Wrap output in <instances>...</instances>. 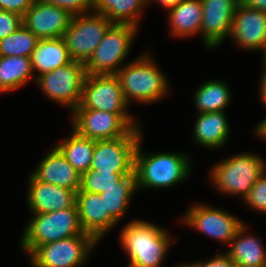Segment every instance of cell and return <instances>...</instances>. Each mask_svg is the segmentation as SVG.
Returning <instances> with one entry per match:
<instances>
[{
    "label": "cell",
    "mask_w": 266,
    "mask_h": 267,
    "mask_svg": "<svg viewBox=\"0 0 266 267\" xmlns=\"http://www.w3.org/2000/svg\"><path fill=\"white\" fill-rule=\"evenodd\" d=\"M22 25V16L14 12L0 10V39L6 38Z\"/></svg>",
    "instance_id": "33"
},
{
    "label": "cell",
    "mask_w": 266,
    "mask_h": 267,
    "mask_svg": "<svg viewBox=\"0 0 266 267\" xmlns=\"http://www.w3.org/2000/svg\"><path fill=\"white\" fill-rule=\"evenodd\" d=\"M229 38L244 50L263 51L266 45V12L240 2L233 16Z\"/></svg>",
    "instance_id": "15"
},
{
    "label": "cell",
    "mask_w": 266,
    "mask_h": 267,
    "mask_svg": "<svg viewBox=\"0 0 266 267\" xmlns=\"http://www.w3.org/2000/svg\"><path fill=\"white\" fill-rule=\"evenodd\" d=\"M231 89L225 81L209 79L194 92L197 114L225 111L231 102Z\"/></svg>",
    "instance_id": "26"
},
{
    "label": "cell",
    "mask_w": 266,
    "mask_h": 267,
    "mask_svg": "<svg viewBox=\"0 0 266 267\" xmlns=\"http://www.w3.org/2000/svg\"><path fill=\"white\" fill-rule=\"evenodd\" d=\"M73 15L57 6L35 0L22 17L23 25L39 40L63 37Z\"/></svg>",
    "instance_id": "16"
},
{
    "label": "cell",
    "mask_w": 266,
    "mask_h": 267,
    "mask_svg": "<svg viewBox=\"0 0 266 267\" xmlns=\"http://www.w3.org/2000/svg\"><path fill=\"white\" fill-rule=\"evenodd\" d=\"M128 103L115 74H87L83 83L80 104L76 108H88L110 113H129Z\"/></svg>",
    "instance_id": "13"
},
{
    "label": "cell",
    "mask_w": 266,
    "mask_h": 267,
    "mask_svg": "<svg viewBox=\"0 0 266 267\" xmlns=\"http://www.w3.org/2000/svg\"><path fill=\"white\" fill-rule=\"evenodd\" d=\"M30 217L19 241L20 251L28 256L40 245L84 233L76 204L71 208L32 214Z\"/></svg>",
    "instance_id": "5"
},
{
    "label": "cell",
    "mask_w": 266,
    "mask_h": 267,
    "mask_svg": "<svg viewBox=\"0 0 266 267\" xmlns=\"http://www.w3.org/2000/svg\"><path fill=\"white\" fill-rule=\"evenodd\" d=\"M131 173H98L89 168L81 174L78 191L100 194L110 187H120V180Z\"/></svg>",
    "instance_id": "30"
},
{
    "label": "cell",
    "mask_w": 266,
    "mask_h": 267,
    "mask_svg": "<svg viewBox=\"0 0 266 267\" xmlns=\"http://www.w3.org/2000/svg\"><path fill=\"white\" fill-rule=\"evenodd\" d=\"M71 128L93 140H112L127 136L140 122L131 113H110L88 108H75L71 113Z\"/></svg>",
    "instance_id": "6"
},
{
    "label": "cell",
    "mask_w": 266,
    "mask_h": 267,
    "mask_svg": "<svg viewBox=\"0 0 266 267\" xmlns=\"http://www.w3.org/2000/svg\"><path fill=\"white\" fill-rule=\"evenodd\" d=\"M265 159L259 154L242 152L213 165L209 180L220 193L230 196L248 195L257 179L266 171Z\"/></svg>",
    "instance_id": "4"
},
{
    "label": "cell",
    "mask_w": 266,
    "mask_h": 267,
    "mask_svg": "<svg viewBox=\"0 0 266 267\" xmlns=\"http://www.w3.org/2000/svg\"><path fill=\"white\" fill-rule=\"evenodd\" d=\"M241 0H201V37L206 49H216L230 35L232 20Z\"/></svg>",
    "instance_id": "14"
},
{
    "label": "cell",
    "mask_w": 266,
    "mask_h": 267,
    "mask_svg": "<svg viewBox=\"0 0 266 267\" xmlns=\"http://www.w3.org/2000/svg\"><path fill=\"white\" fill-rule=\"evenodd\" d=\"M249 225L244 223L230 241L227 252L235 265L241 267H266V249L255 235L248 233Z\"/></svg>",
    "instance_id": "21"
},
{
    "label": "cell",
    "mask_w": 266,
    "mask_h": 267,
    "mask_svg": "<svg viewBox=\"0 0 266 267\" xmlns=\"http://www.w3.org/2000/svg\"><path fill=\"white\" fill-rule=\"evenodd\" d=\"M153 0H148V4L150 5V2ZM156 3H159V6L161 5V7L164 10H168L171 9L175 6H177L178 4H180L183 0H154Z\"/></svg>",
    "instance_id": "39"
},
{
    "label": "cell",
    "mask_w": 266,
    "mask_h": 267,
    "mask_svg": "<svg viewBox=\"0 0 266 267\" xmlns=\"http://www.w3.org/2000/svg\"><path fill=\"white\" fill-rule=\"evenodd\" d=\"M243 201L255 213H266V171L257 179Z\"/></svg>",
    "instance_id": "31"
},
{
    "label": "cell",
    "mask_w": 266,
    "mask_h": 267,
    "mask_svg": "<svg viewBox=\"0 0 266 267\" xmlns=\"http://www.w3.org/2000/svg\"><path fill=\"white\" fill-rule=\"evenodd\" d=\"M112 24L105 15L94 11L73 16L62 37L70 59L85 64Z\"/></svg>",
    "instance_id": "10"
},
{
    "label": "cell",
    "mask_w": 266,
    "mask_h": 267,
    "mask_svg": "<svg viewBox=\"0 0 266 267\" xmlns=\"http://www.w3.org/2000/svg\"><path fill=\"white\" fill-rule=\"evenodd\" d=\"M43 157L32 172L39 181L75 192L79 190L81 174L55 146Z\"/></svg>",
    "instance_id": "19"
},
{
    "label": "cell",
    "mask_w": 266,
    "mask_h": 267,
    "mask_svg": "<svg viewBox=\"0 0 266 267\" xmlns=\"http://www.w3.org/2000/svg\"><path fill=\"white\" fill-rule=\"evenodd\" d=\"M55 147L80 174L90 168L95 140L83 137L72 129L71 134Z\"/></svg>",
    "instance_id": "27"
},
{
    "label": "cell",
    "mask_w": 266,
    "mask_h": 267,
    "mask_svg": "<svg viewBox=\"0 0 266 267\" xmlns=\"http://www.w3.org/2000/svg\"><path fill=\"white\" fill-rule=\"evenodd\" d=\"M148 52L126 62L115 74L128 105L131 101L155 104L169 94L168 78Z\"/></svg>",
    "instance_id": "3"
},
{
    "label": "cell",
    "mask_w": 266,
    "mask_h": 267,
    "mask_svg": "<svg viewBox=\"0 0 266 267\" xmlns=\"http://www.w3.org/2000/svg\"><path fill=\"white\" fill-rule=\"evenodd\" d=\"M31 57L0 56V95L18 90L31 79L36 82Z\"/></svg>",
    "instance_id": "24"
},
{
    "label": "cell",
    "mask_w": 266,
    "mask_h": 267,
    "mask_svg": "<svg viewBox=\"0 0 266 267\" xmlns=\"http://www.w3.org/2000/svg\"><path fill=\"white\" fill-rule=\"evenodd\" d=\"M263 53H262V64L263 65H266V45H265V47H264V50L262 51Z\"/></svg>",
    "instance_id": "41"
},
{
    "label": "cell",
    "mask_w": 266,
    "mask_h": 267,
    "mask_svg": "<svg viewBox=\"0 0 266 267\" xmlns=\"http://www.w3.org/2000/svg\"><path fill=\"white\" fill-rule=\"evenodd\" d=\"M94 12L105 15L113 24H129L139 28L148 0H93Z\"/></svg>",
    "instance_id": "25"
},
{
    "label": "cell",
    "mask_w": 266,
    "mask_h": 267,
    "mask_svg": "<svg viewBox=\"0 0 266 267\" xmlns=\"http://www.w3.org/2000/svg\"><path fill=\"white\" fill-rule=\"evenodd\" d=\"M35 0H0V10L14 12L24 16L25 12L33 5Z\"/></svg>",
    "instance_id": "34"
},
{
    "label": "cell",
    "mask_w": 266,
    "mask_h": 267,
    "mask_svg": "<svg viewBox=\"0 0 266 267\" xmlns=\"http://www.w3.org/2000/svg\"><path fill=\"white\" fill-rule=\"evenodd\" d=\"M76 205L83 231L92 235L98 242L117 225L108 212H105L104 200L100 194L77 191Z\"/></svg>",
    "instance_id": "18"
},
{
    "label": "cell",
    "mask_w": 266,
    "mask_h": 267,
    "mask_svg": "<svg viewBox=\"0 0 266 267\" xmlns=\"http://www.w3.org/2000/svg\"><path fill=\"white\" fill-rule=\"evenodd\" d=\"M71 61L62 37L39 40L31 56L33 72L39 73L36 72V78Z\"/></svg>",
    "instance_id": "23"
},
{
    "label": "cell",
    "mask_w": 266,
    "mask_h": 267,
    "mask_svg": "<svg viewBox=\"0 0 266 267\" xmlns=\"http://www.w3.org/2000/svg\"><path fill=\"white\" fill-rule=\"evenodd\" d=\"M253 131L259 139L266 141V117L256 125Z\"/></svg>",
    "instance_id": "38"
},
{
    "label": "cell",
    "mask_w": 266,
    "mask_h": 267,
    "mask_svg": "<svg viewBox=\"0 0 266 267\" xmlns=\"http://www.w3.org/2000/svg\"><path fill=\"white\" fill-rule=\"evenodd\" d=\"M45 4L67 10L71 15H82L94 11L93 0H38Z\"/></svg>",
    "instance_id": "32"
},
{
    "label": "cell",
    "mask_w": 266,
    "mask_h": 267,
    "mask_svg": "<svg viewBox=\"0 0 266 267\" xmlns=\"http://www.w3.org/2000/svg\"><path fill=\"white\" fill-rule=\"evenodd\" d=\"M241 3L249 8H254L266 12V0H241Z\"/></svg>",
    "instance_id": "37"
},
{
    "label": "cell",
    "mask_w": 266,
    "mask_h": 267,
    "mask_svg": "<svg viewBox=\"0 0 266 267\" xmlns=\"http://www.w3.org/2000/svg\"><path fill=\"white\" fill-rule=\"evenodd\" d=\"M98 241L90 234L67 237L38 246L29 256L32 267H80L91 257Z\"/></svg>",
    "instance_id": "8"
},
{
    "label": "cell",
    "mask_w": 266,
    "mask_h": 267,
    "mask_svg": "<svg viewBox=\"0 0 266 267\" xmlns=\"http://www.w3.org/2000/svg\"><path fill=\"white\" fill-rule=\"evenodd\" d=\"M27 205L31 214L50 213L76 204V192L28 176Z\"/></svg>",
    "instance_id": "17"
},
{
    "label": "cell",
    "mask_w": 266,
    "mask_h": 267,
    "mask_svg": "<svg viewBox=\"0 0 266 267\" xmlns=\"http://www.w3.org/2000/svg\"><path fill=\"white\" fill-rule=\"evenodd\" d=\"M39 39L24 25L0 39V56L31 57Z\"/></svg>",
    "instance_id": "29"
},
{
    "label": "cell",
    "mask_w": 266,
    "mask_h": 267,
    "mask_svg": "<svg viewBox=\"0 0 266 267\" xmlns=\"http://www.w3.org/2000/svg\"><path fill=\"white\" fill-rule=\"evenodd\" d=\"M126 267H140V266H137V265H135V264H132V263L128 262V264H127Z\"/></svg>",
    "instance_id": "42"
},
{
    "label": "cell",
    "mask_w": 266,
    "mask_h": 267,
    "mask_svg": "<svg viewBox=\"0 0 266 267\" xmlns=\"http://www.w3.org/2000/svg\"><path fill=\"white\" fill-rule=\"evenodd\" d=\"M169 32L175 38H192L201 35V0H183L177 6L168 9Z\"/></svg>",
    "instance_id": "22"
},
{
    "label": "cell",
    "mask_w": 266,
    "mask_h": 267,
    "mask_svg": "<svg viewBox=\"0 0 266 267\" xmlns=\"http://www.w3.org/2000/svg\"><path fill=\"white\" fill-rule=\"evenodd\" d=\"M196 267H234L235 263L229 258L226 253H217L214 258L208 261L192 262Z\"/></svg>",
    "instance_id": "35"
},
{
    "label": "cell",
    "mask_w": 266,
    "mask_h": 267,
    "mask_svg": "<svg viewBox=\"0 0 266 267\" xmlns=\"http://www.w3.org/2000/svg\"><path fill=\"white\" fill-rule=\"evenodd\" d=\"M176 267H196L192 262L179 263Z\"/></svg>",
    "instance_id": "40"
},
{
    "label": "cell",
    "mask_w": 266,
    "mask_h": 267,
    "mask_svg": "<svg viewBox=\"0 0 266 267\" xmlns=\"http://www.w3.org/2000/svg\"><path fill=\"white\" fill-rule=\"evenodd\" d=\"M136 192L135 173L124 176L120 180V187H110L100 193L102 200H104L105 212H108L119 223L126 215L130 207V201Z\"/></svg>",
    "instance_id": "28"
},
{
    "label": "cell",
    "mask_w": 266,
    "mask_h": 267,
    "mask_svg": "<svg viewBox=\"0 0 266 267\" xmlns=\"http://www.w3.org/2000/svg\"><path fill=\"white\" fill-rule=\"evenodd\" d=\"M86 75L84 63L71 61L38 76L35 84L47 98L67 107L71 113L80 104Z\"/></svg>",
    "instance_id": "9"
},
{
    "label": "cell",
    "mask_w": 266,
    "mask_h": 267,
    "mask_svg": "<svg viewBox=\"0 0 266 267\" xmlns=\"http://www.w3.org/2000/svg\"><path fill=\"white\" fill-rule=\"evenodd\" d=\"M183 224L228 246L245 223L230 212L206 204H192L181 217Z\"/></svg>",
    "instance_id": "12"
},
{
    "label": "cell",
    "mask_w": 266,
    "mask_h": 267,
    "mask_svg": "<svg viewBox=\"0 0 266 267\" xmlns=\"http://www.w3.org/2000/svg\"><path fill=\"white\" fill-rule=\"evenodd\" d=\"M143 137L142 128L112 140H95L90 168L98 173H135V152Z\"/></svg>",
    "instance_id": "11"
},
{
    "label": "cell",
    "mask_w": 266,
    "mask_h": 267,
    "mask_svg": "<svg viewBox=\"0 0 266 267\" xmlns=\"http://www.w3.org/2000/svg\"><path fill=\"white\" fill-rule=\"evenodd\" d=\"M141 137L136 152L134 172L137 191L141 189L171 188L182 183L191 174V158L182 152L142 151Z\"/></svg>",
    "instance_id": "1"
},
{
    "label": "cell",
    "mask_w": 266,
    "mask_h": 267,
    "mask_svg": "<svg viewBox=\"0 0 266 267\" xmlns=\"http://www.w3.org/2000/svg\"><path fill=\"white\" fill-rule=\"evenodd\" d=\"M119 237L128 261L140 267H161L176 240L168 230L142 219L123 226Z\"/></svg>",
    "instance_id": "2"
},
{
    "label": "cell",
    "mask_w": 266,
    "mask_h": 267,
    "mask_svg": "<svg viewBox=\"0 0 266 267\" xmlns=\"http://www.w3.org/2000/svg\"><path fill=\"white\" fill-rule=\"evenodd\" d=\"M138 29L129 24H112L85 63L86 73L116 74L125 65L123 61L129 55Z\"/></svg>",
    "instance_id": "7"
},
{
    "label": "cell",
    "mask_w": 266,
    "mask_h": 267,
    "mask_svg": "<svg viewBox=\"0 0 266 267\" xmlns=\"http://www.w3.org/2000/svg\"><path fill=\"white\" fill-rule=\"evenodd\" d=\"M261 78L259 79V95H260V102L266 108V65H263L262 68Z\"/></svg>",
    "instance_id": "36"
},
{
    "label": "cell",
    "mask_w": 266,
    "mask_h": 267,
    "mask_svg": "<svg viewBox=\"0 0 266 267\" xmlns=\"http://www.w3.org/2000/svg\"><path fill=\"white\" fill-rule=\"evenodd\" d=\"M225 112L199 113L193 127V143L215 150L225 146L230 136V127Z\"/></svg>",
    "instance_id": "20"
}]
</instances>
